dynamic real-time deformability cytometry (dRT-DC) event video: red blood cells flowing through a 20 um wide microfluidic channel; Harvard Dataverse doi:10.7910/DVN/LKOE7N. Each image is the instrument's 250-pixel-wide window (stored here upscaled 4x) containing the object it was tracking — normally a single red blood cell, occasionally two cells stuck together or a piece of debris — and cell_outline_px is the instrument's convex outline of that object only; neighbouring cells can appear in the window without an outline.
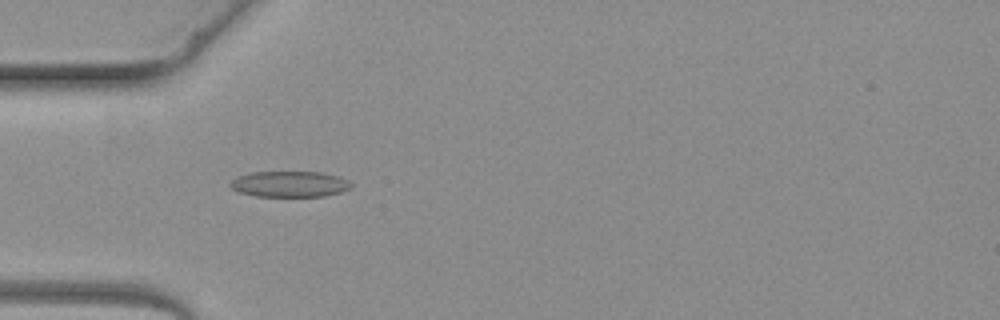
{"species": "common noctule bat (a hibernating species)", "species_latin": "Nyctalus noctula", "temperature_condition": "warm", "stored_images_in_passage": 1, "camera_frame_rate_fps": 3000, "um_per_image_px": 0.085, "animal": {"sex": "female", "body_mass_g": 19.3, "forearm_length_mm": 54.1}, "frame": {"image": 1, "passage_image": 1, "time_ms": 0.0, "image_size_px": [1000, 320], "cell_outline_px": [[352, 188], [340, 192], [324, 196], [256, 196], [240, 192], [232, 188], [228, 184], [236, 176], [252, 172], [320, 172], [336, 176], [348, 180], [352, 184]], "centroid_in_image_um": [24.61, 15.64], "position_along_channel_um": 60.4, "area_um2": 18.15}}